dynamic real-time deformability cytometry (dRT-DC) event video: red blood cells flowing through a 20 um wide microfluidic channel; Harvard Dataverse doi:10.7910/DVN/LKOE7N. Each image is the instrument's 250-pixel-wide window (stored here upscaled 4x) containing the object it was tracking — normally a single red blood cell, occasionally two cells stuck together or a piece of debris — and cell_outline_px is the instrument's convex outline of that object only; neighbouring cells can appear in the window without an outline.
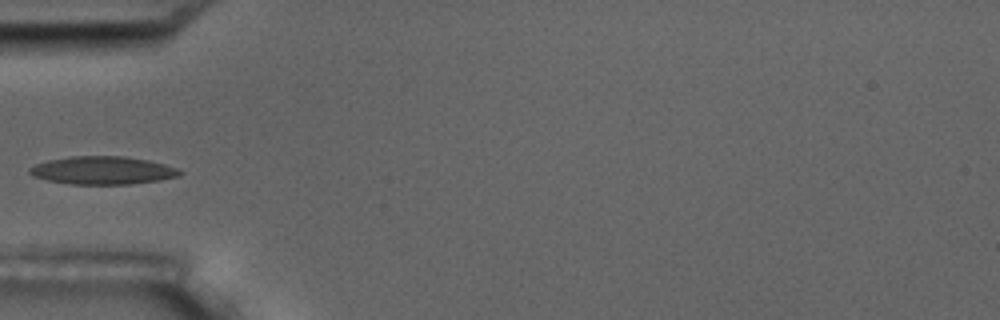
{"species": "common noctule bat (a hibernating species)", "species_latin": "Nyctalus noctula", "temperature_condition": "room temperature", "stored_images_in_passage": 4, "camera_frame_rate_fps": 3000, "um_per_image_px": 0.085, "animal": {"sex": "male", "body_mass_g": 17.5, "forearm_length_mm": 52.3}, "frame": {"image": 1, "passage_image": 4, "time_ms": 3.333, "image_size_px": [1000, 320], "cell_outline_px": [[184, 172], [180, 176], [160, 180], [132, 184], [72, 184], [48, 180], [32, 176], [28, 172], [28, 168], [36, 164], [48, 160], [68, 156], [124, 156], [148, 160], [180, 168]], "centroid_in_image_um": [8.75, 14.48], "position_along_channel_um": 76.2, "area_um2": 24.68}}